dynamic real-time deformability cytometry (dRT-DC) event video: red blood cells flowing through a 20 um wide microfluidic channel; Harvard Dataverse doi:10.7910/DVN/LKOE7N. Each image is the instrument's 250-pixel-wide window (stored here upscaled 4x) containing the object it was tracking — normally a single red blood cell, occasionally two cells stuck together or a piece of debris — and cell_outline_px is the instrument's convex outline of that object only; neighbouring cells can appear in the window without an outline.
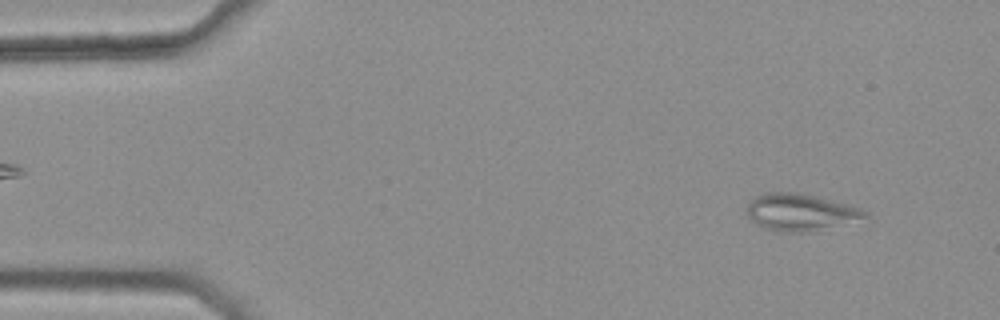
{"species": "common noctule bat (a hibernating species)", "species_latin": "Nyctalus noctula", "temperature_condition": "warm", "stored_images_in_passage": 12, "camera_frame_rate_fps": 3000, "um_per_image_px": 0.085, "animal": {"sex": "female", "body_mass_g": 25.1}, "frame": {"image": 1, "passage_image": 4, "time_ms": 1.0, "image_size_px": [1000, 320], "cell_outline_px": [[868, 216], [820, 232], [780, 232], [764, 228], [756, 224], [748, 216], [748, 204], [756, 196], [764, 192], [804, 192], [848, 204], [860, 208], [868, 212]], "centroid_in_image_um": [68.06, 18.04], "position_along_channel_um": 16.9, "area_um2": 25.89}}